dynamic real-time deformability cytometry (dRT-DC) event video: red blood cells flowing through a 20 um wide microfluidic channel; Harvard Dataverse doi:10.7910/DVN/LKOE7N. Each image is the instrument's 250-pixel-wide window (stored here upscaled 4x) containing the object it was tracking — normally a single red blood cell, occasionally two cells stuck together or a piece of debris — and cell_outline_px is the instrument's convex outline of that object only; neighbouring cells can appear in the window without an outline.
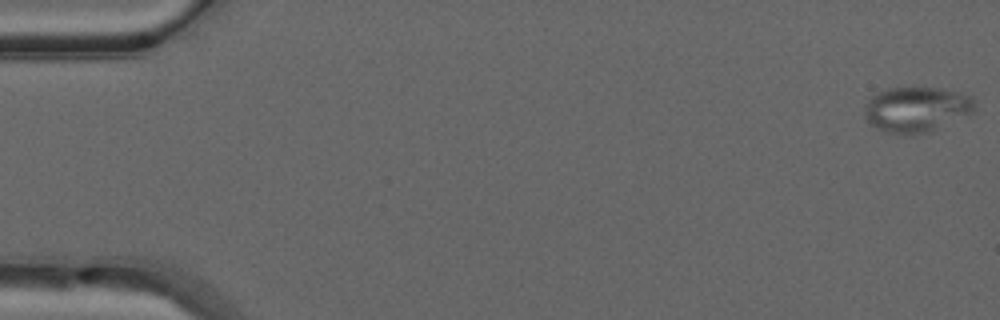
{"species": "common noctule bat (a hibernating species)", "species_latin": "Nyctalus noctula", "temperature_condition": "warm", "stored_images_in_passage": 8, "camera_frame_rate_fps": 3000, "um_per_image_px": 0.085, "animal": {"sex": "male", "forearm_length_mm": 52.5}, "frame": {"image": 1, "passage_image": 1, "time_ms": 0.0, "image_size_px": [1000, 320], "cell_outline_px": [[976, 100], [972, 112], [928, 132], [908, 136], [884, 132], [876, 128], [864, 116], [864, 104], [872, 96], [888, 88], [940, 88], [960, 92], [972, 96]], "centroid_in_image_um": [77.87, 9.3], "position_along_channel_um": 7.1, "area_um2": 29.07}}